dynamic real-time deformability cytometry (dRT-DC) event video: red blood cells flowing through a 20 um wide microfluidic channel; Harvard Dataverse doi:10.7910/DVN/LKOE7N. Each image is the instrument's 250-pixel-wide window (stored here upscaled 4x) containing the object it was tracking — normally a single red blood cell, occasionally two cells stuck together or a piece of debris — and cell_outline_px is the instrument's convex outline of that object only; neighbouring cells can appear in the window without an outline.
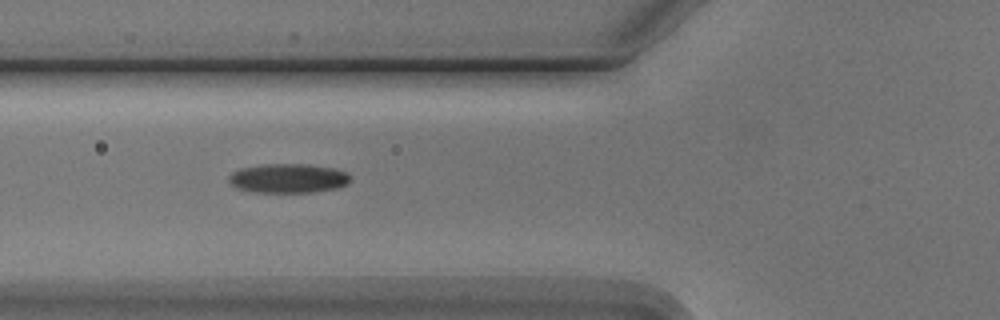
{"species": "Egyptian fruit bat (a non-hibernating species)", "species_latin": "Rousettus aegyptiacus", "temperature_condition": "cold", "stored_images_in_passage": 7, "camera_frame_rate_fps": 3000, "um_per_image_px": 0.085, "animal": {"sex": "male"}, "frame": {"image": 1, "passage_image": 6, "time_ms": 5.667, "image_size_px": [1000, 320], "cell_outline_px": [[348, 184], [336, 188], [312, 192], [252, 192], [236, 188], [228, 180], [228, 176], [232, 172], [240, 168], [264, 164], [308, 164], [332, 168], [348, 172]], "centroid_in_image_um": [24.46, 15.15], "position_along_channel_um": 101.3, "area_um2": 20.69}}
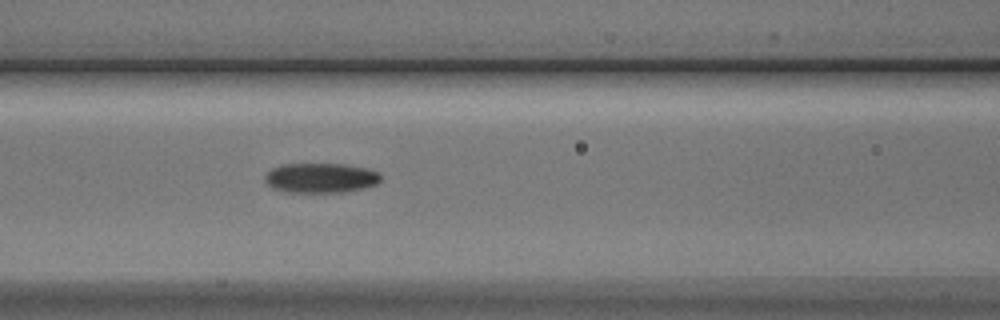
{"frame": {"image": 2, "passage_image": 7, "time_ms": 6.667, "image_size_px": [1000, 320], "cell_outline_px": [[380, 180], [376, 184], [364, 188], [344, 192], [284, 192], [272, 188], [264, 180], [264, 176], [272, 168], [280, 164], [344, 164], [368, 168], [380, 172]], "centroid_in_image_um": [27.25, 15.12], "position_along_channel_um": 139.3, "area_um2": 20.29}}